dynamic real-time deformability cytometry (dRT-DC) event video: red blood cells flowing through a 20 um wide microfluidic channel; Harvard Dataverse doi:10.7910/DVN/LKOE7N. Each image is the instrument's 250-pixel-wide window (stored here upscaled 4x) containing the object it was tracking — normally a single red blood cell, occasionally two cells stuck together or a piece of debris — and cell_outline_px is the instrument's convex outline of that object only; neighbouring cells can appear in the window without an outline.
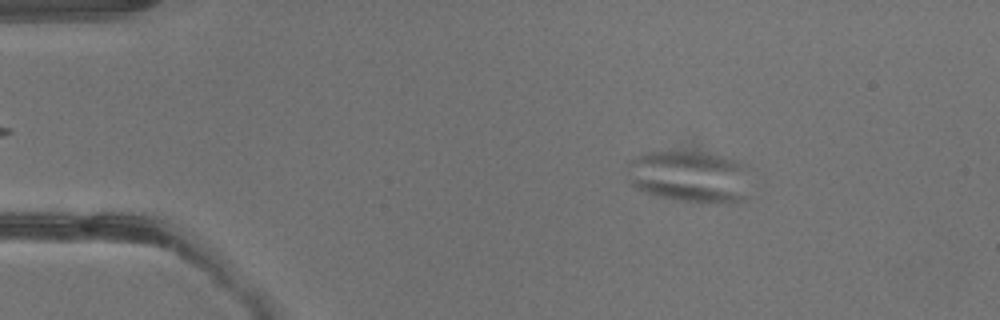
{"species": "common noctule bat (a hibernating species)", "species_latin": "Nyctalus noctula", "temperature_condition": "warm", "stored_images_in_passage": 42, "camera_frame_rate_fps": 3000, "um_per_image_px": 0.085, "animal": {"sex": "male", "body_mass_g": 13.3}, "frame": {"image": 1, "passage_image": 7, "time_ms": 2.0, "image_size_px": [1000, 320], "cell_outline_px": [[748, 168], [744, 200], [728, 204], [716, 204], [684, 200], [664, 196], [648, 192], [636, 188], [628, 184], [628, 160], [644, 152], [688, 152], [724, 156], [740, 160], [748, 164]], "centroid_in_image_um": [58.63, 15.0], "position_along_channel_um": 26.4, "area_um2": 37.28}}
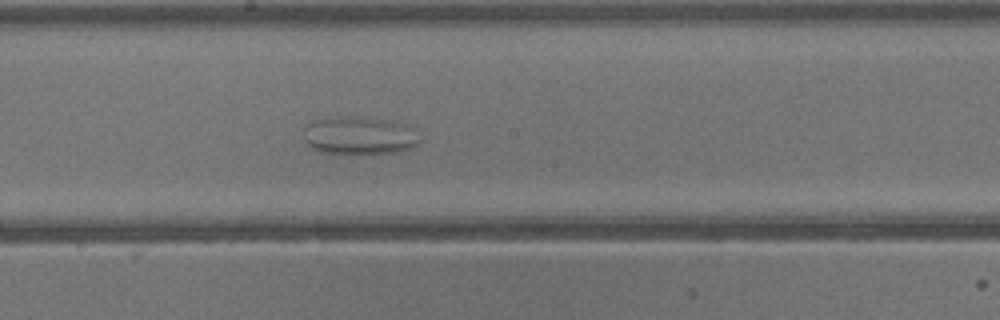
{"frame": {"image": 2, "passage_image": 23, "time_ms": 7.333, "image_size_px": [1000, 320], "cell_outline_px": [[420, 144], [412, 148], [396, 152], [320, 152], [308, 144], [304, 140], [308, 124], [316, 120], [336, 116], [360, 116], [392, 120], [416, 128], [420, 140]], "centroid_in_image_um": [30.64, 11.48], "position_along_channel_um": 217.6, "area_um2": 25.49}}
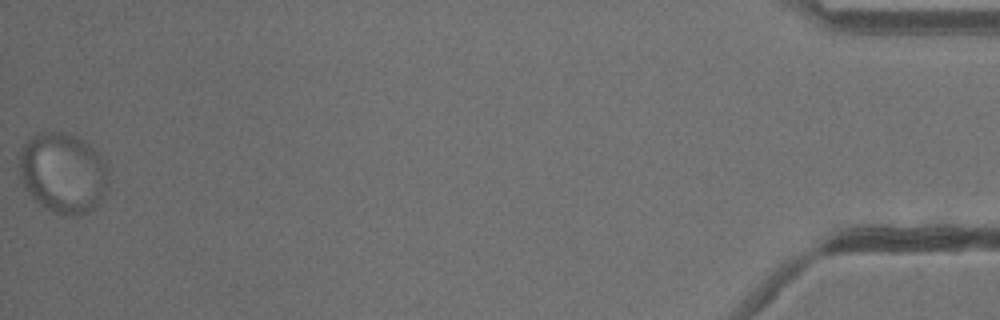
{"frame": {"image": 3, "passage_image": 42, "time_ms": 13.667, "image_size_px": [1000, 320], "cell_outline_px": [[108, 184], [100, 204], [88, 212], [80, 216], [68, 216], [52, 212], [44, 208], [32, 196], [24, 184], [20, 176], [20, 152], [24, 144], [36, 132], [68, 132], [76, 136], [100, 152], [108, 168]], "centroid_in_image_um": [5.4, 14.7], "position_along_channel_um": 429.8, "area_um2": 42.19}}